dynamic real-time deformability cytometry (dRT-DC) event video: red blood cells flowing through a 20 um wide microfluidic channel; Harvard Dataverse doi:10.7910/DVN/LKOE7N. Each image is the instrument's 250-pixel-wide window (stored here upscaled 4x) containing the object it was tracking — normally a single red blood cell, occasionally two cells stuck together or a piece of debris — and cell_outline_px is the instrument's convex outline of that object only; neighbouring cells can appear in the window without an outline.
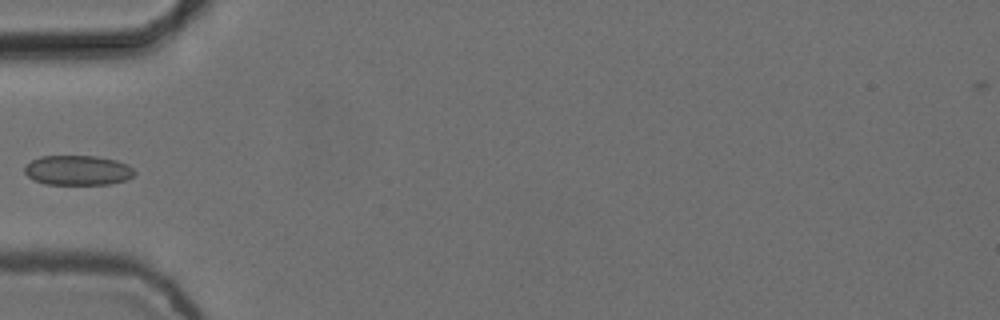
{"species": "common noctule bat (a hibernating species)", "species_latin": "Nyctalus noctula", "temperature_condition": "cold", "stored_images_in_passage": 6, "camera_frame_rate_fps": 3000, "um_per_image_px": 0.085, "animal": {"sex": "female", "body_mass_g": 24.6, "forearm_length_mm": 56.2}, "frame": {"image": 1, "passage_image": 5, "time_ms": 1.333, "image_size_px": [1000, 320], "cell_outline_px": [[136, 172], [128, 180], [108, 184], [44, 184], [32, 180], [24, 172], [24, 164], [40, 156], [96, 156], [116, 160], [128, 164]], "centroid_in_image_um": [6.59, 14.47], "position_along_channel_um": 78.4, "area_um2": 19.31}}
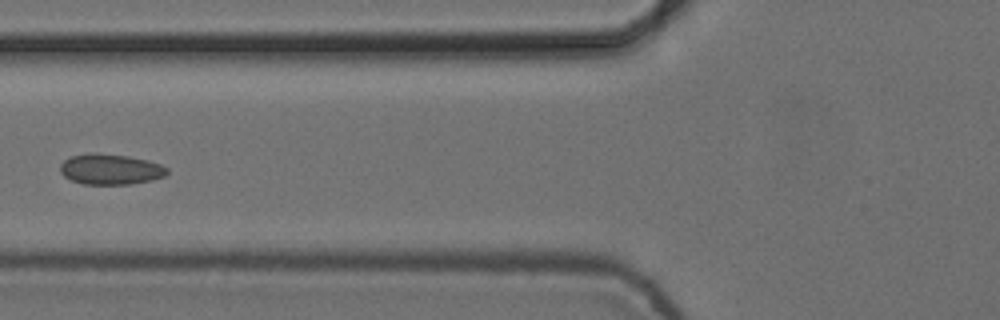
{"frame": {"image": 2, "passage_image": 6, "time_ms": 1.667, "image_size_px": [1000, 320], "cell_outline_px": [[168, 172], [164, 176], [152, 180], [132, 184], [84, 184], [72, 180], [64, 176], [60, 172], [60, 164], [64, 160], [72, 156], [92, 152], [128, 156], [148, 160], [160, 164], [168, 168]], "centroid_in_image_um": [9.39, 14.38], "position_along_channel_um": 116.4, "area_um2": 19.07}}